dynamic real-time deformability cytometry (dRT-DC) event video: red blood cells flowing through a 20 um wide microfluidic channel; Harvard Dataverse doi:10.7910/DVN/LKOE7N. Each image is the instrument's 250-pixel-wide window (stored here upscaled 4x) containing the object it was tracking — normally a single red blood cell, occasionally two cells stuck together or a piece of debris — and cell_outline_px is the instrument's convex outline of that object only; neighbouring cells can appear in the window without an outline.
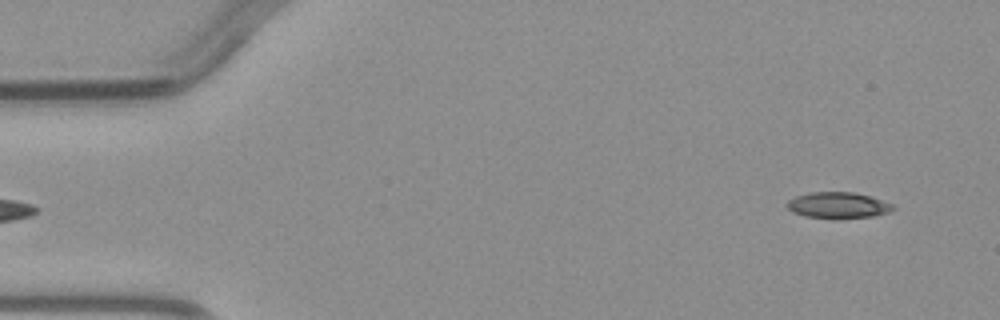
{"species": "common noctule bat (a hibernating species)", "species_latin": "Nyctalus noctula", "temperature_condition": "warm", "stored_images_in_passage": 4, "segment_of_instrument_passage": [2, 2], "camera_frame_rate_fps": 3000, "um_per_image_px": 0.085, "animal": {"sex": "male", "body_mass_g": 23.1, "forearm_length_mm": 52.7}, "frame": {"image": 1, "passage_image": 4, "time_ms": 4.333, "image_size_px": [1000, 320], "cell_outline_px": [[896, 208], [888, 212], [876, 216], [808, 216], [792, 212], [784, 204], [788, 200], [796, 196], [808, 192], [852, 192], [872, 196], [892, 204]], "centroid_in_image_um": [71.23, 17.39], "position_along_channel_um": 13.8, "area_um2": 15.55}}